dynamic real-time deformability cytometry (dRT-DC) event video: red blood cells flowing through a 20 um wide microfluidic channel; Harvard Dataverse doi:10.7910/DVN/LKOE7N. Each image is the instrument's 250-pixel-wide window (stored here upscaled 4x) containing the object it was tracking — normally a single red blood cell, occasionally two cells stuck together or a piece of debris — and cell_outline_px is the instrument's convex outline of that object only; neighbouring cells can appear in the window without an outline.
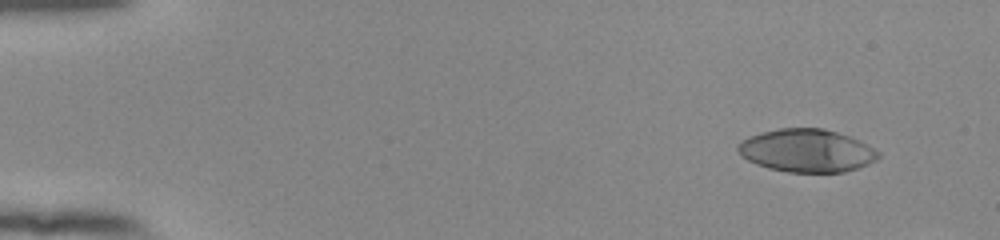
{"species": "human", "species_latin": "Homo sapiens", "temperature_condition": "room temperature", "stored_images_in_passage": 15, "camera_frame_rate_fps": 3000, "um_per_image_px": 0.085, "donor": {"sex": "female"}, "frame": {"image": 1, "passage_image": 1, "time_ms": 0.0, "image_size_px": [1000, 240], "cell_outline_px": [[880, 156], [876, 160], [868, 164], [844, 172], [788, 172], [768, 168], [756, 164], [740, 156], [736, 148], [744, 140], [752, 136], [764, 132], [780, 128], [820, 128], [836, 132], [848, 136], [880, 152]], "centroid_in_image_um": [68.56, 12.82], "position_along_channel_um": 16.4, "area_um2": 34.62}}
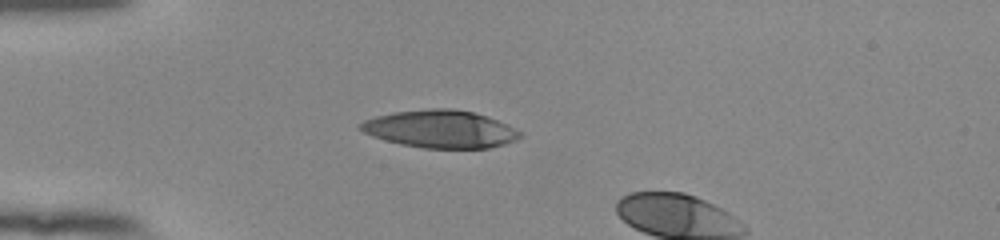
{"frame": {"image": 2, "passage_image": 12, "time_ms": 3.667, "image_size_px": [1000, 240], "cell_outline_px": [[520, 136], [516, 140], [504, 144], [488, 148], [424, 148], [400, 144], [384, 140], [372, 136], [356, 128], [356, 124], [364, 120], [376, 116], [396, 112], [432, 108], [448, 108], [472, 112], [496, 120], [520, 132]], "centroid_in_image_um": [37.34, 10.98], "position_along_channel_um": 47.7, "area_um2": 34.68}}